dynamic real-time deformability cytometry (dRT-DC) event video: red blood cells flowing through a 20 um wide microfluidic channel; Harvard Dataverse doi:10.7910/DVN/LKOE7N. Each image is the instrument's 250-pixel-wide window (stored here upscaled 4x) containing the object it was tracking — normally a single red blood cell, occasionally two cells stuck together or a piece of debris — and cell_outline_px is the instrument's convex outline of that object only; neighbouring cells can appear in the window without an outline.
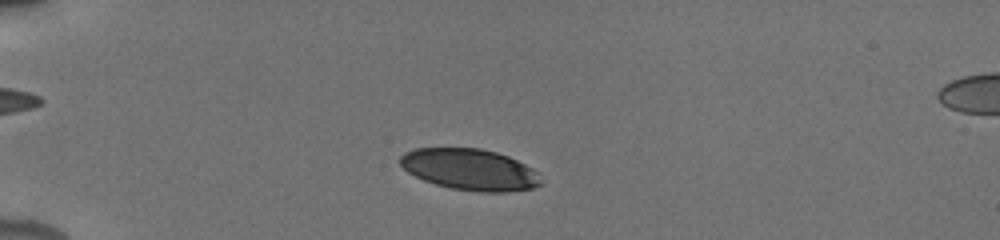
{"species": "human", "species_latin": "Homo sapiens", "temperature_condition": "cold", "stored_images_in_passage": 16, "camera_frame_rate_fps": 3000, "um_per_image_px": 0.085, "donor": {"sex": "male"}, "frame": {"image": 1, "passage_image": 3, "time_ms": 1.0, "image_size_px": [1000, 240], "cell_outline_px": [[540, 184], [532, 188], [508, 192], [480, 192], [452, 188], [436, 184], [424, 180], [408, 172], [400, 164], [400, 156], [404, 152], [416, 148], [480, 148], [496, 152], [508, 156], [532, 168], [536, 172], [540, 180]], "centroid_in_image_um": [39.92, 14.4], "position_along_channel_um": 45.1, "area_um2": 33.64}}
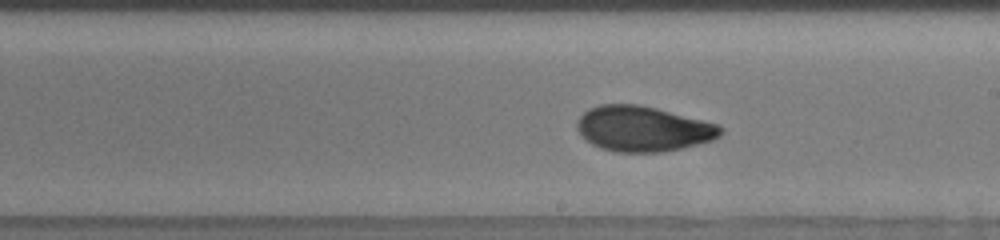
{"frame": {"image": 2, "passage_image": 14, "time_ms": 7.0, "image_size_px": [1000, 240], "cell_outline_px": [[724, 132], [720, 136], [712, 140], [680, 148], [660, 152], [616, 152], [600, 148], [592, 144], [576, 128], [576, 120], [588, 108], [600, 104], [640, 104], [720, 124], [724, 128]], "centroid_in_image_um": [54.67, 10.93], "position_along_channel_um": 234.3, "area_um2": 37.97}}